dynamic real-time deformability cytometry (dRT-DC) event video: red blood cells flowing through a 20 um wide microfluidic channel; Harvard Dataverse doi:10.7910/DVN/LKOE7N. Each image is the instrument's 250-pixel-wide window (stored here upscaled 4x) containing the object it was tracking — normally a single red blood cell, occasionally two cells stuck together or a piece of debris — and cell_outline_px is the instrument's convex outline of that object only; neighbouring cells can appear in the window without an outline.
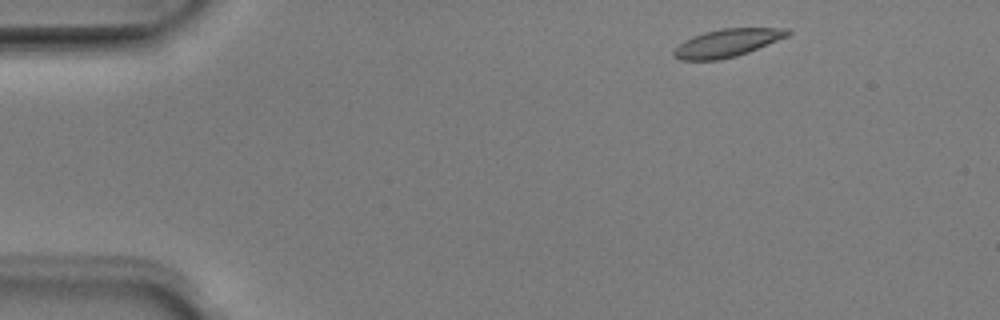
{"species": "Egyptian fruit bat (a non-hibernating species)", "species_latin": "Rousettus aegyptiacus", "temperature_condition": "room temperature", "stored_images_in_passage": 46, "camera_frame_rate_fps": 3000, "um_per_image_px": 0.085, "animal": {"sex": "male"}, "frame": {"image": 1, "passage_image": 2, "time_ms": 0.333, "image_size_px": [1000, 320], "cell_outline_px": [[792, 32], [788, 36], [748, 52], [736, 56], [720, 60], [680, 60], [672, 56], [672, 52], [684, 40], [692, 36], [704, 32], [720, 28], [788, 28]], "centroid_in_image_um": [61.79, 3.65], "position_along_channel_um": 23.2, "area_um2": 18.55}}
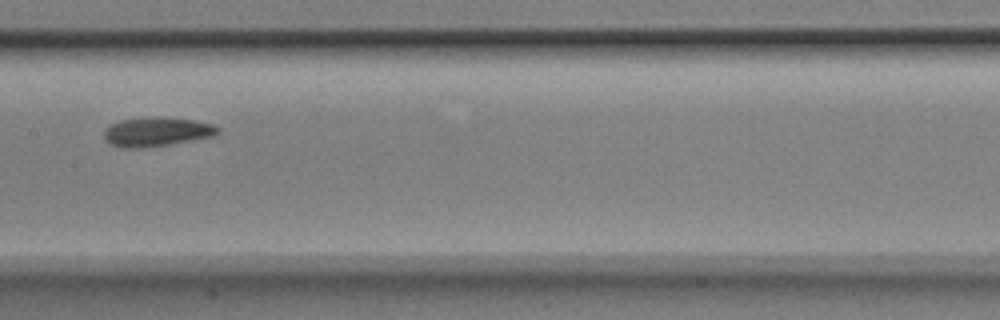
{"frame": {"image": 2, "passage_image": 21, "time_ms": 6.667, "image_size_px": [1000, 320], "cell_outline_px": [[220, 132], [212, 136], [172, 144], [144, 148], [120, 148], [108, 144], [104, 140], [104, 128], [120, 120], [156, 116], [192, 120], [216, 124], [220, 128]], "centroid_in_image_um": [13.29, 11.21], "position_along_channel_um": 194.1, "area_um2": 19.65}}
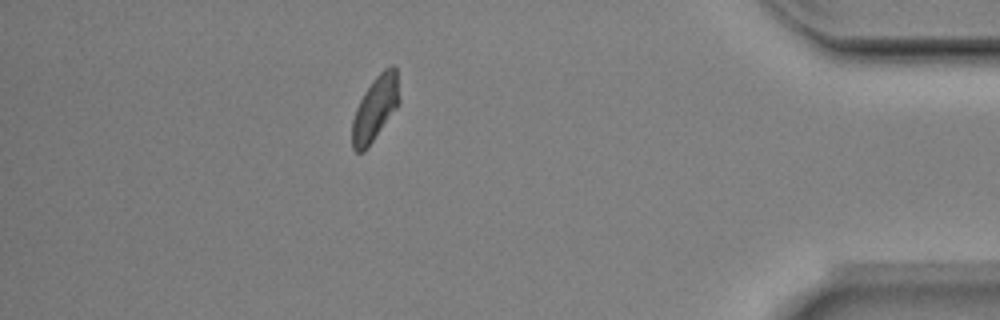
{"frame": {"image": 3, "passage_image": 40, "time_ms": 13.0, "image_size_px": [1000, 320], "cell_outline_px": [[400, 100], [396, 108], [364, 152], [356, 152], [352, 148], [352, 120], [356, 108], [364, 92], [372, 80], [384, 68], [392, 64], [396, 68]], "centroid_in_image_um": [31.88, 9.19], "position_along_channel_um": 403.3, "area_um2": 17.57}, "authors_computed_cell_mechanics": {"area_um2": 18.6405, "velocity_mm_per_s": 3.9796, "shape_relaxation_time_tau1_ms": 2.752, "shape_relaxation_time_tau2_ms": 3.2397, "deformation_change_tau1": 0.1223, "deformation_change_tau2": 0.0548}}